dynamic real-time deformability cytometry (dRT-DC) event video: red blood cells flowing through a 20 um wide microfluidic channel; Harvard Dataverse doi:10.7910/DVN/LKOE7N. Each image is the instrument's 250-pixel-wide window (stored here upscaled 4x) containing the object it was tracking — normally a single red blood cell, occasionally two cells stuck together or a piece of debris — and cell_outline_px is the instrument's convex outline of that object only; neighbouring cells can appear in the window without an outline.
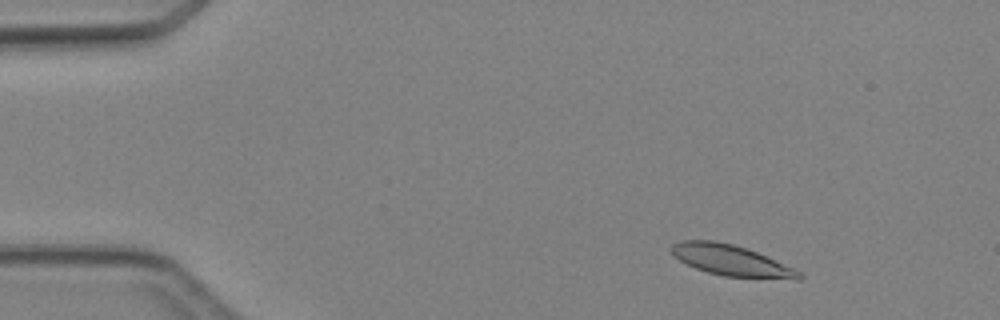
{"species": "Egyptian fruit bat (a non-hibernating species)", "species_latin": "Rousettus aegyptiacus", "temperature_condition": "cold", "stored_images_in_passage": 4, "camera_frame_rate_fps": 3000, "um_per_image_px": 0.085, "animal": {"sex": "female"}, "frame": {"image": 1, "passage_image": 2, "time_ms": 1.0, "image_size_px": [1000, 320], "cell_outline_px": [[804, 276], [800, 280], [796, 280], [724, 276], [708, 272], [696, 268], [680, 260], [668, 248], [672, 244], [680, 240], [716, 240], [748, 248], [792, 268], [800, 272]], "centroid_in_image_um": [62.15, 22.13], "position_along_channel_um": 22.9, "area_um2": 22.89}}